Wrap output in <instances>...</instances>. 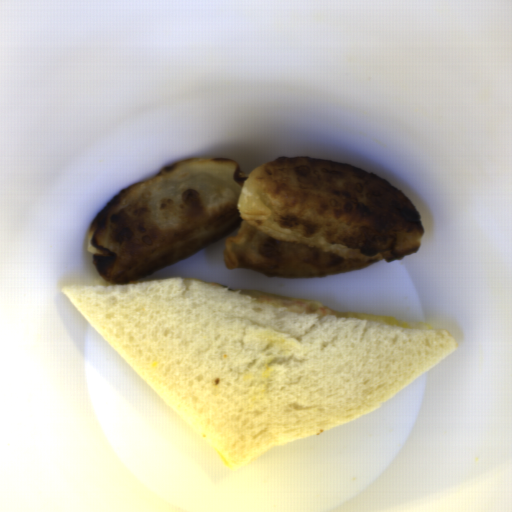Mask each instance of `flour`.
Segmentation results:
<instances>
[{"label":"flour","instance_id":"1","mask_svg":"<svg viewBox=\"0 0 512 512\" xmlns=\"http://www.w3.org/2000/svg\"><path fill=\"white\" fill-rule=\"evenodd\" d=\"M424 234L412 200L356 166L278 156L245 174L232 158L189 156L112 196L85 248L115 284L137 283L220 240L230 269L321 278L404 259Z\"/></svg>","mask_w":512,"mask_h":512}]
</instances>
